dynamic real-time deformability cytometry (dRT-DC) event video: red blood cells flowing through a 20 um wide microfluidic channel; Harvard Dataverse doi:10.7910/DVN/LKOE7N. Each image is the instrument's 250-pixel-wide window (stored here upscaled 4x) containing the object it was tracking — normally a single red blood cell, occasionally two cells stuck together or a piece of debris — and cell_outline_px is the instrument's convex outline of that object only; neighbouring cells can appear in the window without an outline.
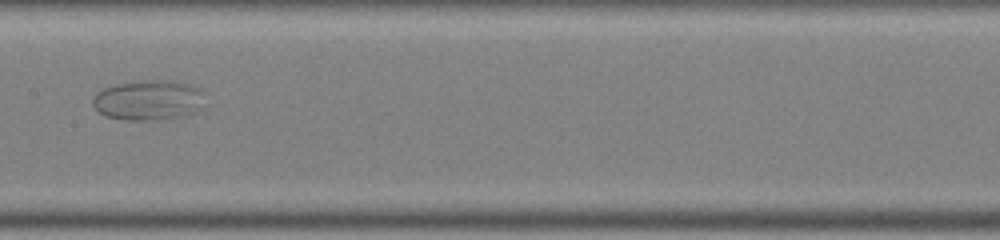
{"species": "common noctule bat (a hibernating species)", "species_latin": "Nyctalus noctula", "temperature_condition": "warm", "stored_images_in_passage": 52, "camera_frame_rate_fps": 3000, "um_per_image_px": 0.085, "animal": {"sex": "male", "body_mass_g": 19.0, "forearm_length_mm": 50.8}, "frame": {"image": 1, "passage_image": 27, "time_ms": 8.667, "image_size_px": [1000, 240], "cell_outline_px": [[204, 92], [200, 112], [180, 116], [148, 120], [128, 120], [104, 116], [92, 104], [92, 100], [96, 92], [104, 88], [116, 84], [140, 80], [168, 80], [200, 88]], "centroid_in_image_um": [12.61, 8.51], "position_along_channel_um": 194.8, "area_um2": 26.18}}
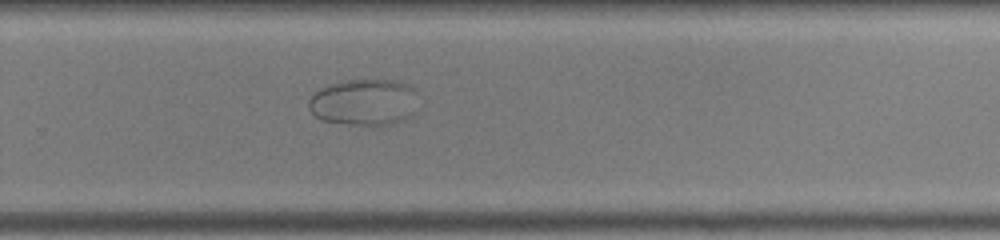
{"frame": {"image": 2, "passage_image": 35, "time_ms": 11.333, "image_size_px": [1000, 240], "cell_outline_px": [[420, 108], [412, 116], [396, 124], [352, 124], [324, 120], [316, 116], [308, 108], [308, 100], [320, 88], [332, 84], [348, 80], [396, 80], [416, 88]], "centroid_in_image_um": [31.06, 8.68], "position_along_channel_um": 298.7, "area_um2": 29.94}}
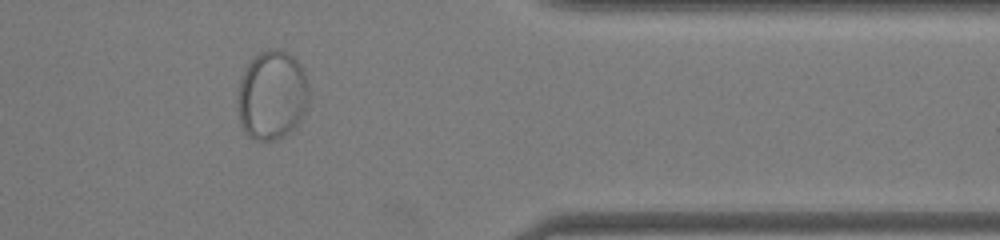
{"frame": {"image": 3, "passage_image": 43, "time_ms": 14.0, "image_size_px": [1000, 240], "cell_outline_px": [[308, 96], [304, 112], [296, 128], [292, 132], [276, 140], [256, 140], [248, 136], [244, 132], [240, 120], [236, 100], [240, 80], [248, 64], [260, 52], [268, 48], [280, 48], [288, 52], [304, 68], [308, 84]], "centroid_in_image_um": [23.12, 8.09], "position_along_channel_um": 388.3, "area_um2": 37.45}}